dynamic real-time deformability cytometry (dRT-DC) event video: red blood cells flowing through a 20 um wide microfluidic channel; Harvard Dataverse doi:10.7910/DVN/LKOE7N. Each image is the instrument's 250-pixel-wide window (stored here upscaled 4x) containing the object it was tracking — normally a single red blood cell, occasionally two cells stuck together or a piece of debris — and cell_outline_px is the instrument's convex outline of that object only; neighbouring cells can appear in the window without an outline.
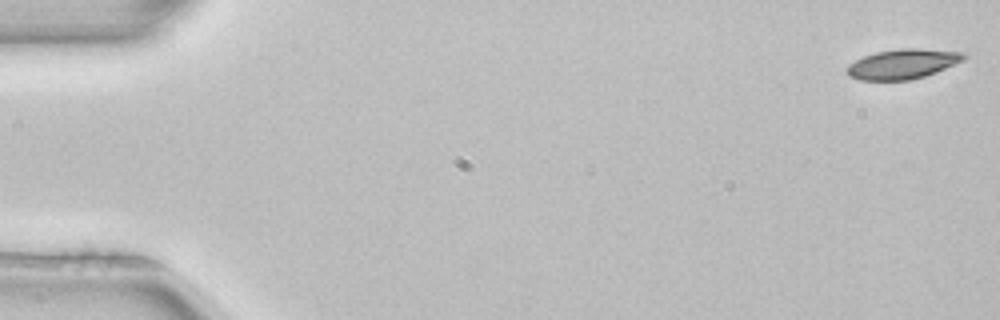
{"species": "common noctule bat (a hibernating species)", "species_latin": "Nyctalus noctula", "temperature_condition": "room temperature", "stored_images_in_passage": 7, "camera_frame_rate_fps": 3000, "um_per_image_px": 0.085, "animal": {"sex": "female", "body_mass_g": 22.7, "forearm_length_mm": 54.2}, "frame": {"image": 1, "passage_image": 1, "time_ms": 0.0, "image_size_px": [1000, 320], "cell_outline_px": [[968, 56], [964, 60], [936, 72], [912, 80], [860, 80], [848, 76], [848, 64], [864, 56], [876, 52], [900, 48], [920, 48], [964, 52]], "centroid_in_image_um": [76.76, 5.43], "position_along_channel_um": 8.2, "area_um2": 20.35}}